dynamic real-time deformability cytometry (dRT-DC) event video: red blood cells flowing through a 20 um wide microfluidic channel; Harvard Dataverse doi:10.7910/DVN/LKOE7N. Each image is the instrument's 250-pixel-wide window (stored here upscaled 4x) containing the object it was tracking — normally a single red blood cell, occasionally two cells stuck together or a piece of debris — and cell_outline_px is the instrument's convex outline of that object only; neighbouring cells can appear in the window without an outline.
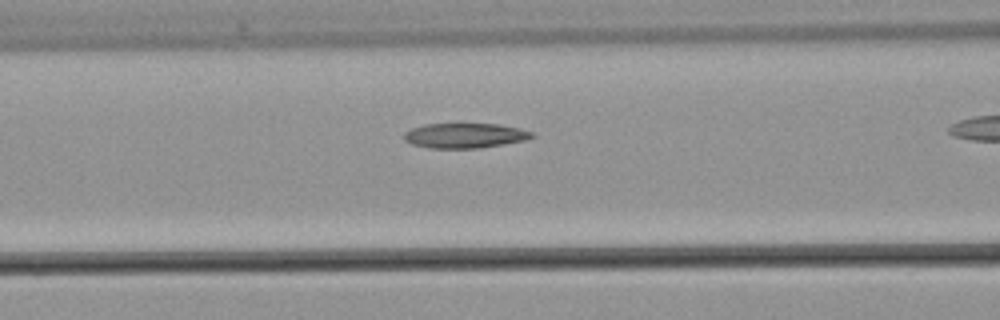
{"species": "common noctule bat (a hibernating species)", "species_latin": "Nyctalus noctula", "temperature_condition": "warm", "stored_images_in_passage": 17, "camera_frame_rate_fps": 3000, "um_per_image_px": 0.085, "animal": {"sex": "male", "body_mass_g": 21.5, "forearm_length_mm": 52.0}, "frame": {"image": 1, "passage_image": 10, "time_ms": 3.0, "image_size_px": [1000, 320], "cell_outline_px": [[536, 136], [524, 140], [504, 144], [480, 148], [428, 148], [412, 144], [404, 140], [404, 132], [412, 128], [424, 124], [460, 120], [500, 124], [520, 128], [532, 132]], "centroid_in_image_um": [39.49, 11.46], "position_along_channel_um": 127.1, "area_um2": 19.71}}